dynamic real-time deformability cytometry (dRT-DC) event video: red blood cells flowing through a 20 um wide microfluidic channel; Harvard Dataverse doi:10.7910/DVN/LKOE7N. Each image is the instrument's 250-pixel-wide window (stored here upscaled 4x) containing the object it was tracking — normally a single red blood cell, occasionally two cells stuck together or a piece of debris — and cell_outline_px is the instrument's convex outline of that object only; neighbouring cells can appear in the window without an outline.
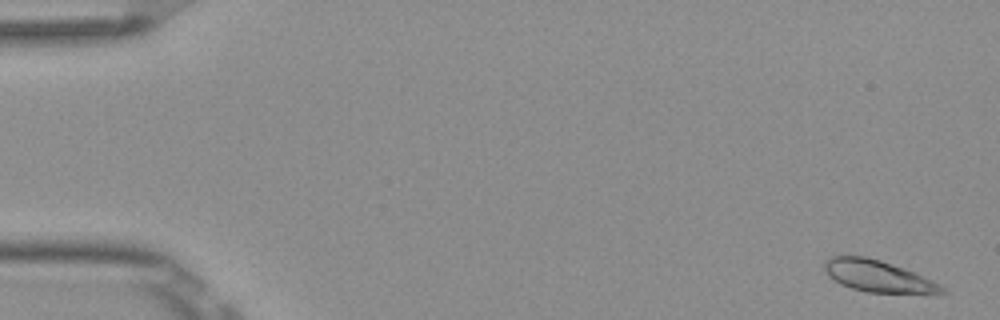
{"species": "Egyptian fruit bat (a non-hibernating species)", "species_latin": "Rousettus aegyptiacus", "temperature_condition": "room temperature", "stored_images_in_passage": 6, "camera_frame_rate_fps": 3000, "um_per_image_px": 0.085, "frame": {"image": 1, "passage_image": 1, "time_ms": 0.0, "image_size_px": [1000, 320], "cell_outline_px": [[948, 292], [936, 296], [868, 292], [852, 288], [840, 284], [828, 276], [824, 268], [824, 260], [832, 256], [864, 256], [880, 260], [904, 268], [932, 280], [940, 284]], "centroid_in_image_um": [74.73, 23.52], "position_along_channel_um": 10.3, "area_um2": 22.31}}